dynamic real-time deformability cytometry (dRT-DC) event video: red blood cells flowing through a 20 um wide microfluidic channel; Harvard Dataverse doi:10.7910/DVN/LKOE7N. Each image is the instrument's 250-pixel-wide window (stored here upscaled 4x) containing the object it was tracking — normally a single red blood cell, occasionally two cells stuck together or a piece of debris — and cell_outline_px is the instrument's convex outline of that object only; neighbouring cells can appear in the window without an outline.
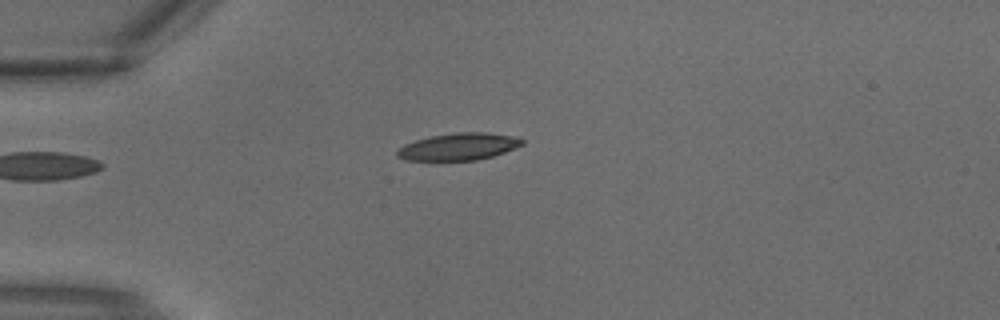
{"species": "common noctule bat (a hibernating species)", "species_latin": "Nyctalus noctula", "temperature_condition": "warm", "stored_images_in_passage": 2, "camera_frame_rate_fps": 3000, "um_per_image_px": 0.085, "animal": {"sex": "male", "body_mass_g": 18.8}, "frame": {"image": 1, "passage_image": 2, "time_ms": 0.333, "image_size_px": [1000, 320], "cell_outline_px": [[524, 144], [504, 152], [492, 156], [476, 160], [404, 160], [396, 156], [396, 152], [404, 144], [416, 140], [432, 136], [456, 132], [484, 132], [512, 136], [524, 140]], "centroid_in_image_um": [38.97, 12.46], "position_along_channel_um": 46.0, "area_um2": 19.54}}